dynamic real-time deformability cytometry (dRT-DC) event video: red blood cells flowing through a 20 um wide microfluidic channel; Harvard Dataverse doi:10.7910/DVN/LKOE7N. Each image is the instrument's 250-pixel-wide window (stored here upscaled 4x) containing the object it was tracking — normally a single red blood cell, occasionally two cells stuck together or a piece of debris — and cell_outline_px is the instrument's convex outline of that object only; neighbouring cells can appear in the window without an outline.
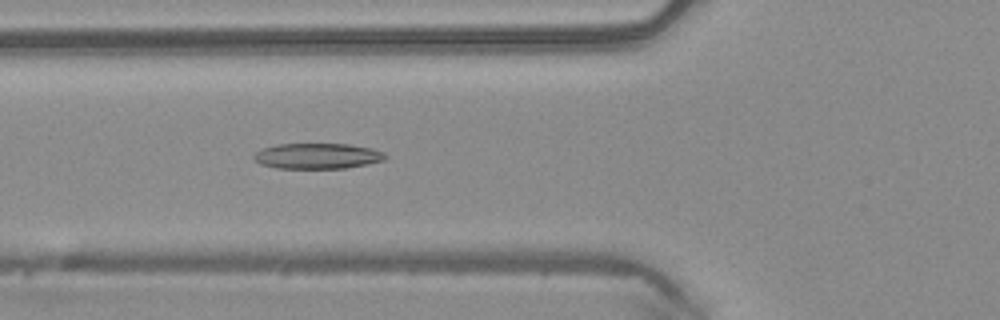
{"species": "common noctule bat (a hibernating species)", "species_latin": "Nyctalus noctula", "temperature_condition": "warm", "stored_images_in_passage": 43, "camera_frame_rate_fps": 3000, "um_per_image_px": 0.085, "animal": {"sex": "male", "body_mass_g": 20.4}, "frame": {"image": 1, "passage_image": 12, "time_ms": 3.667, "image_size_px": [1000, 320], "cell_outline_px": [[388, 156], [384, 160], [368, 164], [344, 168], [276, 168], [260, 164], [252, 160], [252, 156], [256, 152], [264, 148], [276, 144], [348, 144], [372, 148], [384, 152]], "centroid_in_image_um": [26.97, 13.26], "position_along_channel_um": 98.8, "area_um2": 19.71}}
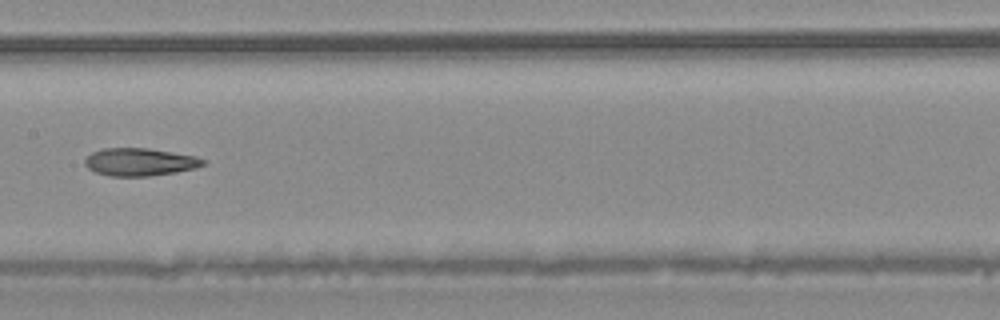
{"frame": {"image": 2, "passage_image": 19, "time_ms": 6.0, "image_size_px": [1000, 320], "cell_outline_px": [[208, 160], [204, 164], [196, 168], [176, 172], [148, 176], [112, 176], [96, 172], [88, 168], [84, 164], [84, 160], [92, 152], [104, 148], [148, 148], [196, 156]], "centroid_in_image_um": [11.9, 13.76], "position_along_channel_um": 195.5, "area_um2": 19.07}}
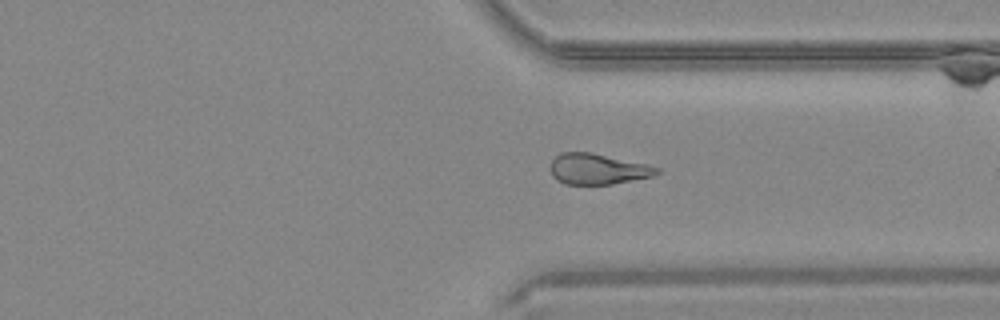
{"frame": {"image": 3, "passage_image": 31, "time_ms": 10.0, "image_size_px": [1000, 320], "cell_outline_px": [[660, 172], [652, 176], [612, 184], [564, 184], [556, 180], [552, 176], [552, 160], [560, 152], [588, 152], [644, 164], [660, 168]], "centroid_in_image_um": [50.77, 14.38], "position_along_channel_um": 360.6, "area_um2": 18.67}, "authors_computed_cell_mechanics": {"area_um2": 19.8254, "velocity_mm_per_s": 4.1141, "shape_relaxation_time_tau1_ms": null, "shape_relaxation_time_tau2_ms": 7.4698, "deformation_change_tau1": null, "deformation_change_tau2": 0.2081}}